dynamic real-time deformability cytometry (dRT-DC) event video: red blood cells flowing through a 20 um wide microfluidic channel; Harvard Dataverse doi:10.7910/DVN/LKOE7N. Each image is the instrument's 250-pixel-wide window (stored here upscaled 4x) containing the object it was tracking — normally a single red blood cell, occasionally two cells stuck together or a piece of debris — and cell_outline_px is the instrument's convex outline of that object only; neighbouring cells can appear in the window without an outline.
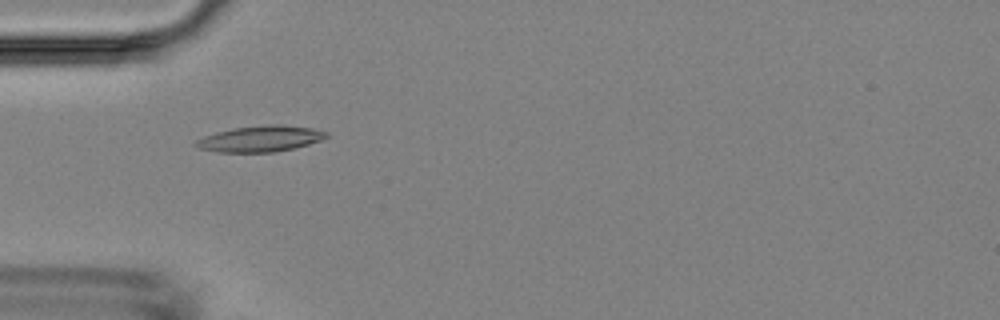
{"species": "Egyptian fruit bat (a non-hibernating species)", "species_latin": "Rousettus aegyptiacus", "temperature_condition": "room temperature", "stored_images_in_passage": 50, "camera_frame_rate_fps": 3000, "um_per_image_px": 0.085, "animal": {"sex": "female"}, "frame": {"image": 1, "passage_image": 16, "time_ms": 5.0, "image_size_px": [1000, 320], "cell_outline_px": [[328, 136], [320, 140], [308, 144], [292, 148], [272, 152], [216, 152], [196, 148], [192, 144], [196, 140], [204, 136], [216, 132], [232, 128], [268, 124], [280, 124], [312, 128], [328, 132]], "centroid_in_image_um": [22.07, 11.79], "position_along_channel_um": 62.9, "area_um2": 19.83}}
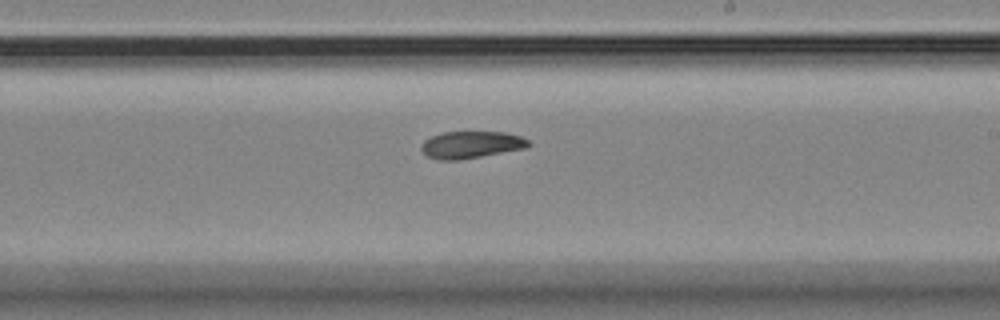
{"frame": {"image": 2, "passage_image": 30, "time_ms": 9.667, "image_size_px": [1000, 320], "cell_outline_px": [[532, 144], [528, 148], [460, 160], [436, 160], [428, 156], [420, 148], [420, 144], [424, 140], [432, 136], [444, 132], [504, 132], [520, 136], [528, 140]], "centroid_in_image_um": [40.06, 12.31], "position_along_channel_um": 248.9, "area_um2": 17.05}}
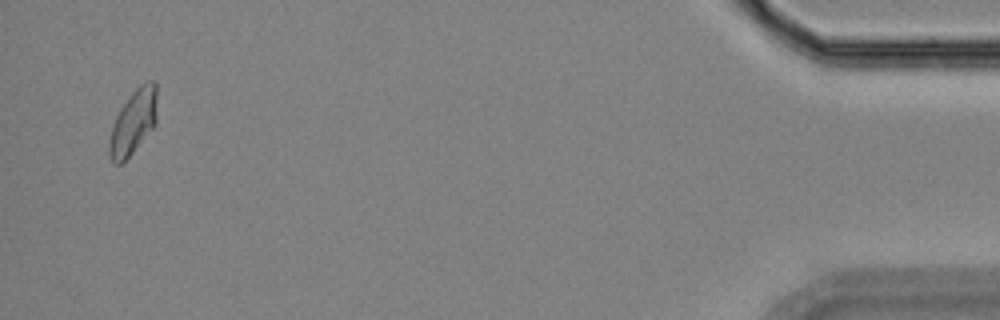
{"frame": {"image": 3, "passage_image": 49, "time_ms": 16.0, "image_size_px": [1000, 320], "cell_outline_px": [[156, 124], [132, 152], [120, 164], [112, 164], [108, 156], [108, 144], [112, 124], [120, 108], [128, 96], [140, 84], [148, 80], [156, 80]], "centroid_in_image_um": [11.3, 10.36], "position_along_channel_um": 423.9, "area_um2": 18.09}}